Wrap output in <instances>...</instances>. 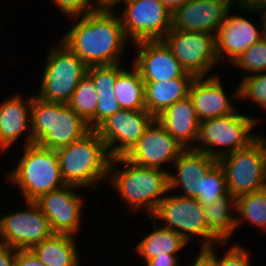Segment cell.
<instances>
[{"mask_svg": "<svg viewBox=\"0 0 266 266\" xmlns=\"http://www.w3.org/2000/svg\"><path fill=\"white\" fill-rule=\"evenodd\" d=\"M73 20L76 24L70 26L61 41L88 67L121 63L129 40L116 10H94Z\"/></svg>", "mask_w": 266, "mask_h": 266, "instance_id": "obj_1", "label": "cell"}, {"mask_svg": "<svg viewBox=\"0 0 266 266\" xmlns=\"http://www.w3.org/2000/svg\"><path fill=\"white\" fill-rule=\"evenodd\" d=\"M108 178L109 185L133 213L144 209L151 217L167 193H171L166 169L139 166L124 156L111 158Z\"/></svg>", "mask_w": 266, "mask_h": 266, "instance_id": "obj_2", "label": "cell"}, {"mask_svg": "<svg viewBox=\"0 0 266 266\" xmlns=\"http://www.w3.org/2000/svg\"><path fill=\"white\" fill-rule=\"evenodd\" d=\"M62 177L67 185L98 189L108 180L111 157L95 130L81 139L56 149Z\"/></svg>", "mask_w": 266, "mask_h": 266, "instance_id": "obj_3", "label": "cell"}, {"mask_svg": "<svg viewBox=\"0 0 266 266\" xmlns=\"http://www.w3.org/2000/svg\"><path fill=\"white\" fill-rule=\"evenodd\" d=\"M34 95L31 110L33 143L56 150L91 131L88 123L68 104L45 101Z\"/></svg>", "mask_w": 266, "mask_h": 266, "instance_id": "obj_4", "label": "cell"}, {"mask_svg": "<svg viewBox=\"0 0 266 266\" xmlns=\"http://www.w3.org/2000/svg\"><path fill=\"white\" fill-rule=\"evenodd\" d=\"M23 155L16 167L6 175L9 183L19 188L25 201L67 185L62 177L57 151L30 144L23 146Z\"/></svg>", "mask_w": 266, "mask_h": 266, "instance_id": "obj_5", "label": "cell"}, {"mask_svg": "<svg viewBox=\"0 0 266 266\" xmlns=\"http://www.w3.org/2000/svg\"><path fill=\"white\" fill-rule=\"evenodd\" d=\"M258 122L259 117L247 116L239 111L201 121L193 150L204 152L218 160L228 153L247 148L259 137L251 134Z\"/></svg>", "mask_w": 266, "mask_h": 266, "instance_id": "obj_6", "label": "cell"}, {"mask_svg": "<svg viewBox=\"0 0 266 266\" xmlns=\"http://www.w3.org/2000/svg\"><path fill=\"white\" fill-rule=\"evenodd\" d=\"M59 42L48 50L36 96L68 104L78 83L87 74L88 66L61 40Z\"/></svg>", "mask_w": 266, "mask_h": 266, "instance_id": "obj_7", "label": "cell"}, {"mask_svg": "<svg viewBox=\"0 0 266 266\" xmlns=\"http://www.w3.org/2000/svg\"><path fill=\"white\" fill-rule=\"evenodd\" d=\"M226 176L227 191L235 198L266 188V139L259 136L247 148L218 160Z\"/></svg>", "mask_w": 266, "mask_h": 266, "instance_id": "obj_8", "label": "cell"}, {"mask_svg": "<svg viewBox=\"0 0 266 266\" xmlns=\"http://www.w3.org/2000/svg\"><path fill=\"white\" fill-rule=\"evenodd\" d=\"M204 207L196 198H187L180 195H169L157 206L151 219L164 222L163 227L178 233L188 244L192 238L200 237V249L209 248L220 243L206 228L204 222Z\"/></svg>", "mask_w": 266, "mask_h": 266, "instance_id": "obj_9", "label": "cell"}, {"mask_svg": "<svg viewBox=\"0 0 266 266\" xmlns=\"http://www.w3.org/2000/svg\"><path fill=\"white\" fill-rule=\"evenodd\" d=\"M161 40L194 78L214 76L210 70L219 65L214 34L170 29Z\"/></svg>", "mask_w": 266, "mask_h": 266, "instance_id": "obj_10", "label": "cell"}, {"mask_svg": "<svg viewBox=\"0 0 266 266\" xmlns=\"http://www.w3.org/2000/svg\"><path fill=\"white\" fill-rule=\"evenodd\" d=\"M120 15L129 41L161 40L171 29V13L161 0H126Z\"/></svg>", "mask_w": 266, "mask_h": 266, "instance_id": "obj_11", "label": "cell"}, {"mask_svg": "<svg viewBox=\"0 0 266 266\" xmlns=\"http://www.w3.org/2000/svg\"><path fill=\"white\" fill-rule=\"evenodd\" d=\"M23 210L0 216V243L18 250H29L53 232L47 217L34 201H25Z\"/></svg>", "mask_w": 266, "mask_h": 266, "instance_id": "obj_12", "label": "cell"}, {"mask_svg": "<svg viewBox=\"0 0 266 266\" xmlns=\"http://www.w3.org/2000/svg\"><path fill=\"white\" fill-rule=\"evenodd\" d=\"M155 118L146 110H124L104 120L95 131L111 158L125 156Z\"/></svg>", "mask_w": 266, "mask_h": 266, "instance_id": "obj_13", "label": "cell"}, {"mask_svg": "<svg viewBox=\"0 0 266 266\" xmlns=\"http://www.w3.org/2000/svg\"><path fill=\"white\" fill-rule=\"evenodd\" d=\"M80 187L65 185L62 188L41 195L34 202L47 217L53 233L76 236L81 227L82 208L85 199L75 192Z\"/></svg>", "mask_w": 266, "mask_h": 266, "instance_id": "obj_14", "label": "cell"}, {"mask_svg": "<svg viewBox=\"0 0 266 266\" xmlns=\"http://www.w3.org/2000/svg\"><path fill=\"white\" fill-rule=\"evenodd\" d=\"M184 150L185 148L154 119L124 157L139 166L163 169L162 165L169 162L173 164Z\"/></svg>", "mask_w": 266, "mask_h": 266, "instance_id": "obj_15", "label": "cell"}, {"mask_svg": "<svg viewBox=\"0 0 266 266\" xmlns=\"http://www.w3.org/2000/svg\"><path fill=\"white\" fill-rule=\"evenodd\" d=\"M132 44L136 48L132 66L139 71L144 82L193 77L183 69L162 40H143Z\"/></svg>", "mask_w": 266, "mask_h": 266, "instance_id": "obj_16", "label": "cell"}, {"mask_svg": "<svg viewBox=\"0 0 266 266\" xmlns=\"http://www.w3.org/2000/svg\"><path fill=\"white\" fill-rule=\"evenodd\" d=\"M232 8L215 34L216 54L219 64H233L252 44L257 43L265 34L264 20L258 29L244 15H231Z\"/></svg>", "mask_w": 266, "mask_h": 266, "instance_id": "obj_17", "label": "cell"}, {"mask_svg": "<svg viewBox=\"0 0 266 266\" xmlns=\"http://www.w3.org/2000/svg\"><path fill=\"white\" fill-rule=\"evenodd\" d=\"M233 0H189L171 13V29L216 34Z\"/></svg>", "mask_w": 266, "mask_h": 266, "instance_id": "obj_18", "label": "cell"}, {"mask_svg": "<svg viewBox=\"0 0 266 266\" xmlns=\"http://www.w3.org/2000/svg\"><path fill=\"white\" fill-rule=\"evenodd\" d=\"M219 75L194 78L189 86L188 96L200 121L223 117L236 112L231 99H239V88L235 89L231 98L226 95Z\"/></svg>", "mask_w": 266, "mask_h": 266, "instance_id": "obj_19", "label": "cell"}, {"mask_svg": "<svg viewBox=\"0 0 266 266\" xmlns=\"http://www.w3.org/2000/svg\"><path fill=\"white\" fill-rule=\"evenodd\" d=\"M22 94H13L0 103V154L6 153L21 135L27 131L25 144H33L31 110L33 96L23 99Z\"/></svg>", "mask_w": 266, "mask_h": 266, "instance_id": "obj_20", "label": "cell"}, {"mask_svg": "<svg viewBox=\"0 0 266 266\" xmlns=\"http://www.w3.org/2000/svg\"><path fill=\"white\" fill-rule=\"evenodd\" d=\"M217 162L208 154L193 149H185L173 163L174 172H168L169 191L181 189L177 194L187 198L198 197V181Z\"/></svg>", "mask_w": 266, "mask_h": 266, "instance_id": "obj_21", "label": "cell"}, {"mask_svg": "<svg viewBox=\"0 0 266 266\" xmlns=\"http://www.w3.org/2000/svg\"><path fill=\"white\" fill-rule=\"evenodd\" d=\"M155 120L185 149H193L199 134L200 120L187 95L167 107Z\"/></svg>", "mask_w": 266, "mask_h": 266, "instance_id": "obj_22", "label": "cell"}, {"mask_svg": "<svg viewBox=\"0 0 266 266\" xmlns=\"http://www.w3.org/2000/svg\"><path fill=\"white\" fill-rule=\"evenodd\" d=\"M121 63L113 65L90 66L87 74L92 78L98 93L95 113V129L109 116L121 110L113 88L118 74L124 69Z\"/></svg>", "mask_w": 266, "mask_h": 266, "instance_id": "obj_23", "label": "cell"}, {"mask_svg": "<svg viewBox=\"0 0 266 266\" xmlns=\"http://www.w3.org/2000/svg\"><path fill=\"white\" fill-rule=\"evenodd\" d=\"M76 238L70 234L53 233L29 250L45 266H80Z\"/></svg>", "mask_w": 266, "mask_h": 266, "instance_id": "obj_24", "label": "cell"}, {"mask_svg": "<svg viewBox=\"0 0 266 266\" xmlns=\"http://www.w3.org/2000/svg\"><path fill=\"white\" fill-rule=\"evenodd\" d=\"M194 77H180L167 81L144 82L146 110L155 118L177 100L188 95Z\"/></svg>", "mask_w": 266, "mask_h": 266, "instance_id": "obj_25", "label": "cell"}, {"mask_svg": "<svg viewBox=\"0 0 266 266\" xmlns=\"http://www.w3.org/2000/svg\"><path fill=\"white\" fill-rule=\"evenodd\" d=\"M204 222L207 230L220 242L229 243L236 229V198L227 193L213 206L204 208ZM233 212V213H232Z\"/></svg>", "mask_w": 266, "mask_h": 266, "instance_id": "obj_26", "label": "cell"}, {"mask_svg": "<svg viewBox=\"0 0 266 266\" xmlns=\"http://www.w3.org/2000/svg\"><path fill=\"white\" fill-rule=\"evenodd\" d=\"M152 222L154 231L147 234L134 246L135 253L142 257L143 263L158 256L179 255L178 252L189 245L175 231L163 226L157 228L158 222L154 219Z\"/></svg>", "mask_w": 266, "mask_h": 266, "instance_id": "obj_27", "label": "cell"}, {"mask_svg": "<svg viewBox=\"0 0 266 266\" xmlns=\"http://www.w3.org/2000/svg\"><path fill=\"white\" fill-rule=\"evenodd\" d=\"M131 68L123 69L116 77L113 88L116 100L124 110L146 109L144 80L134 66Z\"/></svg>", "mask_w": 266, "mask_h": 266, "instance_id": "obj_28", "label": "cell"}, {"mask_svg": "<svg viewBox=\"0 0 266 266\" xmlns=\"http://www.w3.org/2000/svg\"><path fill=\"white\" fill-rule=\"evenodd\" d=\"M236 227L243 222L266 230V188L236 198Z\"/></svg>", "mask_w": 266, "mask_h": 266, "instance_id": "obj_29", "label": "cell"}, {"mask_svg": "<svg viewBox=\"0 0 266 266\" xmlns=\"http://www.w3.org/2000/svg\"><path fill=\"white\" fill-rule=\"evenodd\" d=\"M98 93L92 78L86 74L78 83L68 105L95 130V113Z\"/></svg>", "mask_w": 266, "mask_h": 266, "instance_id": "obj_30", "label": "cell"}, {"mask_svg": "<svg viewBox=\"0 0 266 266\" xmlns=\"http://www.w3.org/2000/svg\"><path fill=\"white\" fill-rule=\"evenodd\" d=\"M227 193L225 172L217 161L198 181V197L196 200L204 208L211 207Z\"/></svg>", "mask_w": 266, "mask_h": 266, "instance_id": "obj_31", "label": "cell"}, {"mask_svg": "<svg viewBox=\"0 0 266 266\" xmlns=\"http://www.w3.org/2000/svg\"><path fill=\"white\" fill-rule=\"evenodd\" d=\"M231 66L238 67L237 69L241 71H246L244 77L246 75L265 72L266 36L264 35L257 43L252 44L245 50Z\"/></svg>", "mask_w": 266, "mask_h": 266, "instance_id": "obj_32", "label": "cell"}, {"mask_svg": "<svg viewBox=\"0 0 266 266\" xmlns=\"http://www.w3.org/2000/svg\"><path fill=\"white\" fill-rule=\"evenodd\" d=\"M238 88L239 100L243 98L266 110V71L242 76Z\"/></svg>", "mask_w": 266, "mask_h": 266, "instance_id": "obj_33", "label": "cell"}, {"mask_svg": "<svg viewBox=\"0 0 266 266\" xmlns=\"http://www.w3.org/2000/svg\"><path fill=\"white\" fill-rule=\"evenodd\" d=\"M217 244L206 248L205 250L215 259L216 266H251L250 254L247 248L239 246L238 244L228 247V249L222 256H217L218 253L215 250Z\"/></svg>", "mask_w": 266, "mask_h": 266, "instance_id": "obj_34", "label": "cell"}, {"mask_svg": "<svg viewBox=\"0 0 266 266\" xmlns=\"http://www.w3.org/2000/svg\"><path fill=\"white\" fill-rule=\"evenodd\" d=\"M52 3L59 8L64 15L74 17H80L87 13L93 12L94 5L93 0H51Z\"/></svg>", "mask_w": 266, "mask_h": 266, "instance_id": "obj_35", "label": "cell"}, {"mask_svg": "<svg viewBox=\"0 0 266 266\" xmlns=\"http://www.w3.org/2000/svg\"><path fill=\"white\" fill-rule=\"evenodd\" d=\"M234 4H238V8L242 13H258L266 9V0H233ZM237 3V4H236Z\"/></svg>", "mask_w": 266, "mask_h": 266, "instance_id": "obj_36", "label": "cell"}, {"mask_svg": "<svg viewBox=\"0 0 266 266\" xmlns=\"http://www.w3.org/2000/svg\"><path fill=\"white\" fill-rule=\"evenodd\" d=\"M14 266H45L30 250H17Z\"/></svg>", "mask_w": 266, "mask_h": 266, "instance_id": "obj_37", "label": "cell"}, {"mask_svg": "<svg viewBox=\"0 0 266 266\" xmlns=\"http://www.w3.org/2000/svg\"><path fill=\"white\" fill-rule=\"evenodd\" d=\"M18 249L0 243V266H14Z\"/></svg>", "mask_w": 266, "mask_h": 266, "instance_id": "obj_38", "label": "cell"}, {"mask_svg": "<svg viewBox=\"0 0 266 266\" xmlns=\"http://www.w3.org/2000/svg\"><path fill=\"white\" fill-rule=\"evenodd\" d=\"M177 255L167 254L147 260L145 266H180Z\"/></svg>", "mask_w": 266, "mask_h": 266, "instance_id": "obj_39", "label": "cell"}, {"mask_svg": "<svg viewBox=\"0 0 266 266\" xmlns=\"http://www.w3.org/2000/svg\"><path fill=\"white\" fill-rule=\"evenodd\" d=\"M192 264L191 266H216V261L205 249H200Z\"/></svg>", "mask_w": 266, "mask_h": 266, "instance_id": "obj_40", "label": "cell"}, {"mask_svg": "<svg viewBox=\"0 0 266 266\" xmlns=\"http://www.w3.org/2000/svg\"><path fill=\"white\" fill-rule=\"evenodd\" d=\"M126 0H93L95 10L115 11V6L124 3Z\"/></svg>", "mask_w": 266, "mask_h": 266, "instance_id": "obj_41", "label": "cell"}, {"mask_svg": "<svg viewBox=\"0 0 266 266\" xmlns=\"http://www.w3.org/2000/svg\"><path fill=\"white\" fill-rule=\"evenodd\" d=\"M165 7L172 13L177 8L186 4L189 0H161Z\"/></svg>", "mask_w": 266, "mask_h": 266, "instance_id": "obj_42", "label": "cell"}, {"mask_svg": "<svg viewBox=\"0 0 266 266\" xmlns=\"http://www.w3.org/2000/svg\"><path fill=\"white\" fill-rule=\"evenodd\" d=\"M259 14H261L263 16V20H264V32H265L264 34L266 36V9L263 10V11H261V13H259Z\"/></svg>", "mask_w": 266, "mask_h": 266, "instance_id": "obj_43", "label": "cell"}]
</instances>
